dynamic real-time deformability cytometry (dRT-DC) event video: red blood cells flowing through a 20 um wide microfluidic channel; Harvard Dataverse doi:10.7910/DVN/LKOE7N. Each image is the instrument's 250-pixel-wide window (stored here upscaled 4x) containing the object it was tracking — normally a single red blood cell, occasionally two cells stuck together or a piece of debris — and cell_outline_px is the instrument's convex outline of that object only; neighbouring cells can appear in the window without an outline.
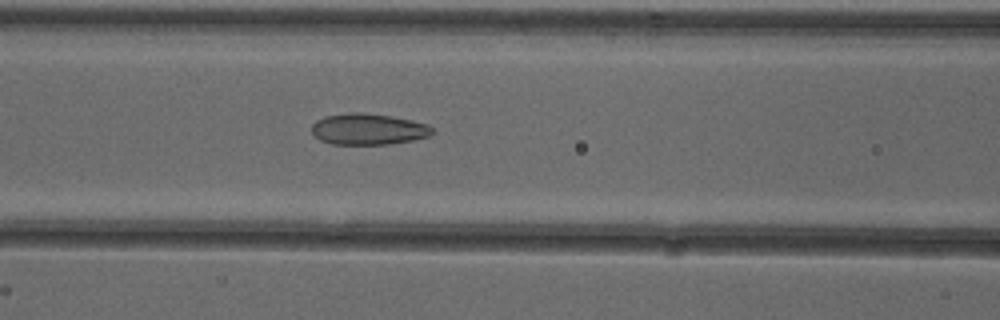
{"species": "common noctule bat (a hibernating species)", "species_latin": "Nyctalus noctula", "temperature_condition": "cold", "stored_images_in_passage": 35, "camera_frame_rate_fps": 3000, "um_per_image_px": 0.085, "animal": {"sex": "female"}, "frame": {"image": 1, "passage_image": 8, "time_ms": 2.333, "image_size_px": [1000, 320], "cell_outline_px": [[432, 132], [428, 136], [412, 140], [388, 144], [332, 144], [320, 140], [312, 132], [312, 124], [316, 120], [324, 116], [352, 112], [356, 112], [392, 116], [412, 120], [428, 124], [432, 128]], "centroid_in_image_um": [31.28, 10.97], "position_along_channel_um": 135.3, "area_um2": 21.79}}
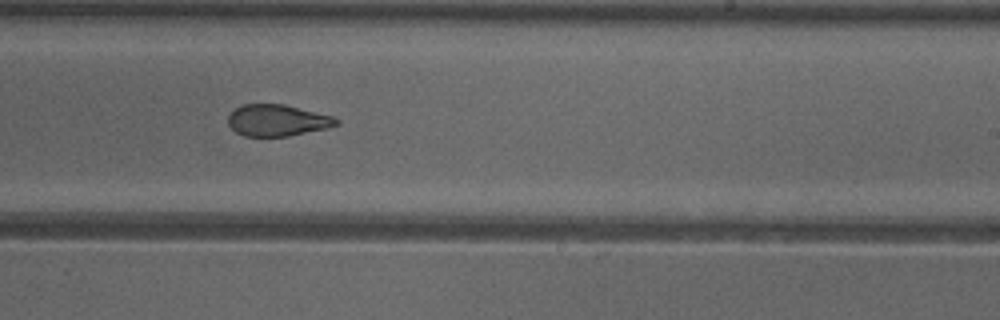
{"frame": {"image": 2, "passage_image": 18, "time_ms": 5.667, "image_size_px": [1000, 320], "cell_outline_px": [[340, 124], [328, 128], [288, 136], [244, 136], [236, 132], [228, 124], [228, 116], [236, 108], [244, 104], [284, 104], [332, 116], [340, 120]], "centroid_in_image_um": [23.59, 10.23], "position_along_channel_um": 265.4, "area_um2": 19.83}}
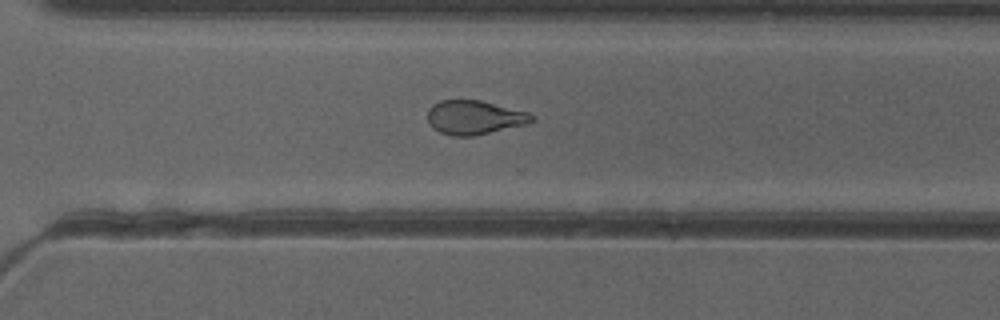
{"frame": {"image": 3, "passage_image": 23, "time_ms": 7.333, "image_size_px": [1000, 320], "cell_outline_px": [[536, 120], [524, 124], [472, 136], [452, 136], [440, 132], [432, 128], [428, 124], [428, 108], [432, 104], [440, 100], [480, 100], [528, 112], [536, 116]], "centroid_in_image_um": [40.29, 9.97], "position_along_channel_um": 330.3, "area_um2": 20.63}, "authors_computed_cell_mechanics": {"area_um2": 21.6172, "velocity_mm_per_s": 3.9056, "shape_relaxation_time_tau1_ms": null, "shape_relaxation_time_tau2_ms": 1.7438, "deformation_change_tau1": null, "deformation_change_tau2": 0.0861}}